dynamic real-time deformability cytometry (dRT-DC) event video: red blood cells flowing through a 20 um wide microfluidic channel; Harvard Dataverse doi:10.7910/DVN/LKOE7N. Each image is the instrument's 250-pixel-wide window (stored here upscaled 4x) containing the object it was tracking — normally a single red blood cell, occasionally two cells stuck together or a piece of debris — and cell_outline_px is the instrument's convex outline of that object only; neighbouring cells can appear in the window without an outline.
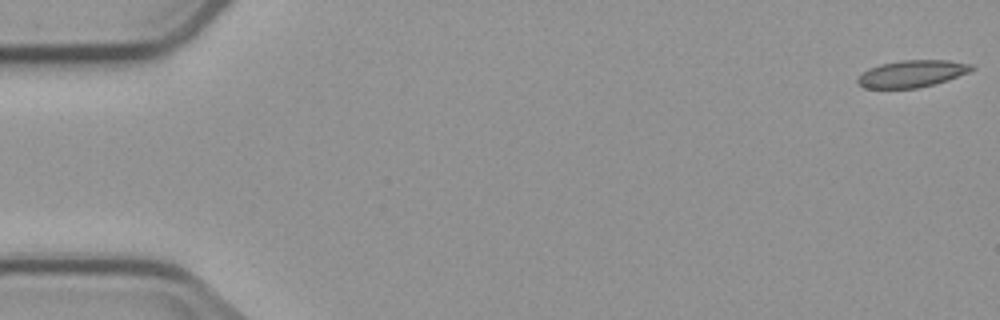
{"species": "common noctule bat (a hibernating species)", "species_latin": "Nyctalus noctula", "temperature_condition": "cold", "stored_images_in_passage": 5, "camera_frame_rate_fps": 3000, "um_per_image_px": 0.085, "animal": {"sex": "male", "body_mass_g": 23.1, "forearm_length_mm": 52.7}, "frame": {"image": 1, "passage_image": 1, "time_ms": 0.0, "image_size_px": [1000, 320], "cell_outline_px": [[976, 68], [968, 72], [948, 80], [920, 88], [864, 88], [856, 80], [868, 68], [880, 64], [904, 60], [948, 60], [972, 64]], "centroid_in_image_um": [77.54, 6.26], "position_along_channel_um": 7.5, "area_um2": 17.86}}
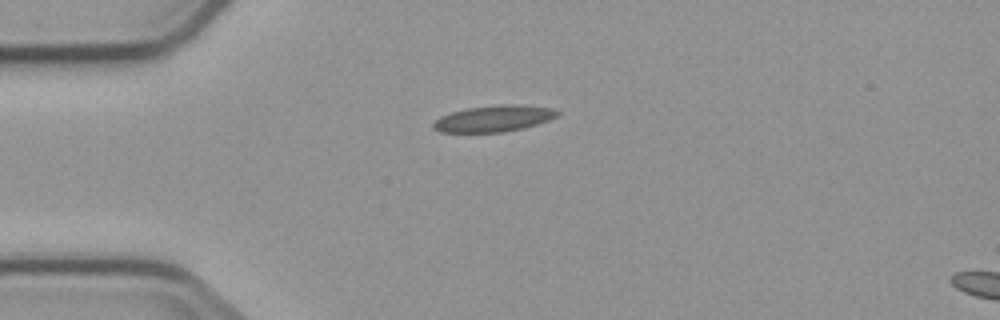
{"frame": {"image": 2, "passage_image": 4, "time_ms": 4.333, "image_size_px": [1000, 320], "cell_outline_px": [[560, 112], [556, 116], [548, 120], [524, 128], [504, 132], [440, 132], [432, 128], [432, 124], [440, 116], [452, 112], [468, 108], [504, 104], [520, 104], [552, 108]], "centroid_in_image_um": [41.96, 10.08], "position_along_channel_um": 43.0, "area_um2": 18.96}}